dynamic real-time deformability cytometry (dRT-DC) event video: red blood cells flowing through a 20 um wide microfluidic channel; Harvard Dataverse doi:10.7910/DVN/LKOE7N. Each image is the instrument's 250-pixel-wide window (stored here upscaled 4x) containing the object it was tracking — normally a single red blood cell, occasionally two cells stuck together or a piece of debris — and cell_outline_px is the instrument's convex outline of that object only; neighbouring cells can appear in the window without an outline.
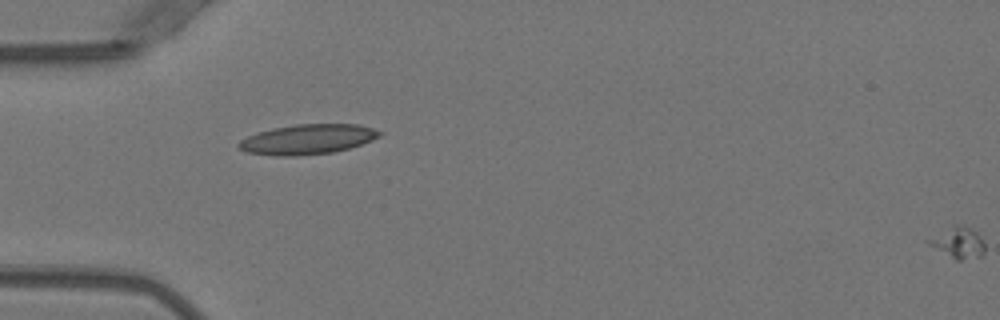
{"species": "Egyptian fruit bat (a non-hibernating species)", "species_latin": "Rousettus aegyptiacus", "temperature_condition": "warm", "stored_images_in_passage": 16, "segment_of_instrument_passage": [2, 2], "camera_frame_rate_fps": 3000, "um_per_image_px": 0.085, "animal": {"sex": "female"}, "frame": {"image": 1, "passage_image": 16, "time_ms": 5.0, "image_size_px": [1000, 320], "cell_outline_px": [[984, 256], [960, 260], [956, 260], [928, 244], [924, 240], [956, 224], [968, 228], [976, 232], [980, 236], [984, 244]], "centroid_in_image_um": [81.44, 20.65], "position_along_channel_um": 3.6, "area_um2": 10.0}}